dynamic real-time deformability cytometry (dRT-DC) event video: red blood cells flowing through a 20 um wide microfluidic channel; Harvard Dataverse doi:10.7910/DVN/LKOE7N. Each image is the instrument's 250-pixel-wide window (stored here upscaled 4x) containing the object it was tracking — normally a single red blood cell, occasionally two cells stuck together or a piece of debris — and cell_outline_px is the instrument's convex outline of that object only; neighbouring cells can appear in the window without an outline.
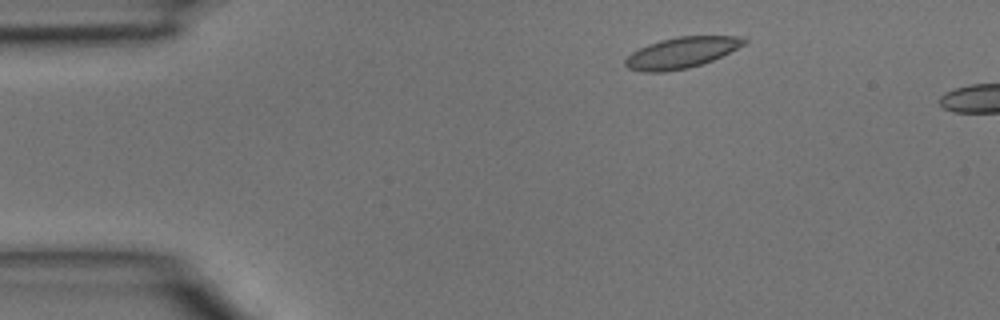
{"species": "common noctule bat (a hibernating species)", "species_latin": "Nyctalus noctula", "temperature_condition": "room temperature", "stored_images_in_passage": 3, "camera_frame_rate_fps": 3000, "um_per_image_px": 0.085, "animal": {"sex": "male", "body_mass_g": 15.6}, "frame": {"image": 1, "passage_image": 1, "time_ms": 0.0, "image_size_px": [1000, 320], "cell_outline_px": [[748, 40], [744, 44], [712, 60], [688, 68], [664, 72], [640, 72], [628, 68], [624, 64], [624, 60], [632, 52], [648, 44], [660, 40], [676, 36], [740, 36]], "centroid_in_image_um": [57.87, 4.48], "position_along_channel_um": 27.1, "area_um2": 21.27}}